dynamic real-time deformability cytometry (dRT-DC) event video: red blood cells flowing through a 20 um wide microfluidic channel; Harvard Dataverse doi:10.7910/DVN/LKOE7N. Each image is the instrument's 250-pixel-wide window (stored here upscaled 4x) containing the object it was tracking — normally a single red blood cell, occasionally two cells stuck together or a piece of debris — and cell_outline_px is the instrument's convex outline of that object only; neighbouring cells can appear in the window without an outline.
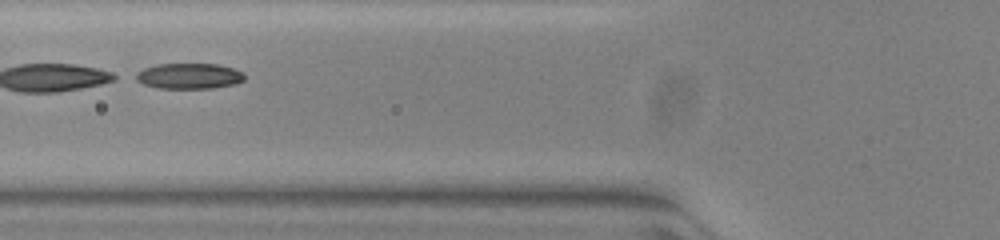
{"species": "common noctule bat (a hibernating species)", "species_latin": "Nyctalus noctula", "temperature_condition": "warm", "stored_images_in_passage": 44, "segment_of_instrument_passage": [2, 2], "camera_frame_rate_fps": 3000, "um_per_image_px": 0.085, "animal": {"sex": "female", "body_mass_g": 23.0, "forearm_length_mm": 53.4}, "frame": {"image": 1, "passage_image": 12, "time_ms": 3.667, "image_size_px": [1000, 240], "cell_outline_px": [[244, 80], [236, 84], [212, 88], [156, 88], [144, 84], [128, 76], [144, 68], [156, 64], [216, 64], [232, 68], [244, 72]], "centroid_in_image_um": [16.01, 6.46], "position_along_channel_um": 109.8, "area_um2": 16.47}}